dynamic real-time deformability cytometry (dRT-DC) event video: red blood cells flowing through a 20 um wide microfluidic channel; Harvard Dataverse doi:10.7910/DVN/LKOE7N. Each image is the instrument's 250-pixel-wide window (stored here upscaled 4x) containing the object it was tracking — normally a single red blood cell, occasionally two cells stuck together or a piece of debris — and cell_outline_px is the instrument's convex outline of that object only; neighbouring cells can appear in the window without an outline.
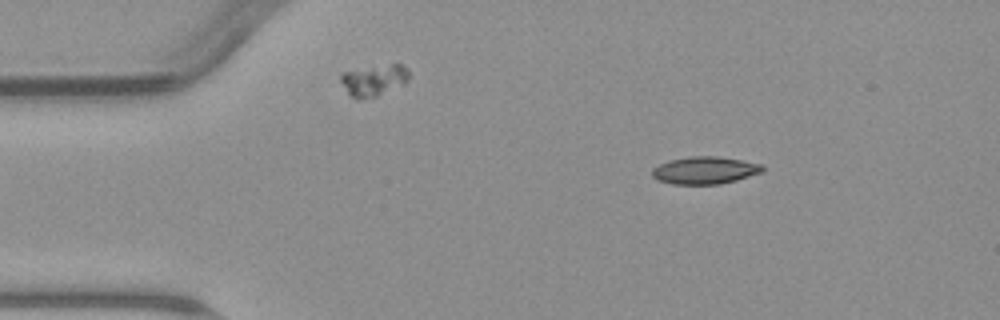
{"species": "common noctule bat (a hibernating species)", "species_latin": "Nyctalus noctula", "temperature_condition": "warm", "stored_images_in_passage": 4, "camera_frame_rate_fps": 3000, "um_per_image_px": 0.085, "animal": {"sex": "male", "body_mass_g": 23.1, "forearm_length_mm": 52.7}, "frame": {"image": 1, "passage_image": 2, "time_ms": 1.0, "image_size_px": [1000, 320], "cell_outline_px": [[764, 172], [736, 180], [720, 184], [672, 184], [656, 180], [652, 176], [652, 168], [668, 160], [688, 156], [716, 156], [764, 164]], "centroid_in_image_um": [59.91, 14.47], "position_along_channel_um": 25.1, "area_um2": 17.8}}